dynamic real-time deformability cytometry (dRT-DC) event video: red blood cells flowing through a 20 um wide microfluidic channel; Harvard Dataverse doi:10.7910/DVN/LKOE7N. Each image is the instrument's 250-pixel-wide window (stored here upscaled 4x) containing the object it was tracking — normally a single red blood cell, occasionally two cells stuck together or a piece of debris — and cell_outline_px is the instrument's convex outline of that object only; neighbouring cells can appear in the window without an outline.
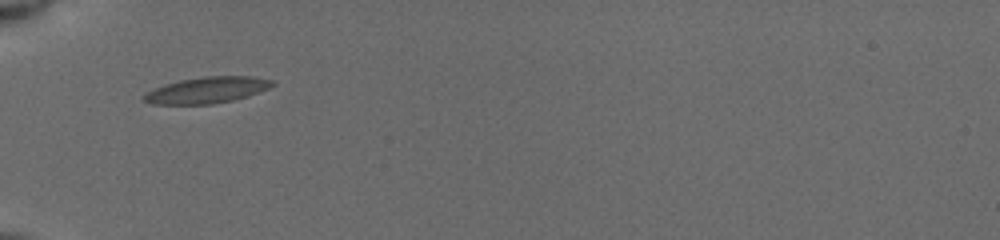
{"species": "common noctule bat (a hibernating species)", "species_latin": "Nyctalus noctula", "temperature_condition": "cold", "stored_images_in_passage": 34, "camera_frame_rate_fps": 3000, "um_per_image_px": 0.085, "animal": {"sex": "female", "body_mass_g": 19.5, "forearm_length_mm": 54.1}, "frame": {"image": 1, "passage_image": 1, "time_ms": 0.0, "image_size_px": [1000, 240], "cell_outline_px": [[276, 84], [268, 88], [248, 96], [232, 100], [212, 104], [152, 104], [144, 100], [140, 96], [164, 84], [180, 80], [204, 76], [248, 76], [272, 80]], "centroid_in_image_um": [17.58, 7.65], "position_along_channel_um": 67.4, "area_um2": 19.48}}
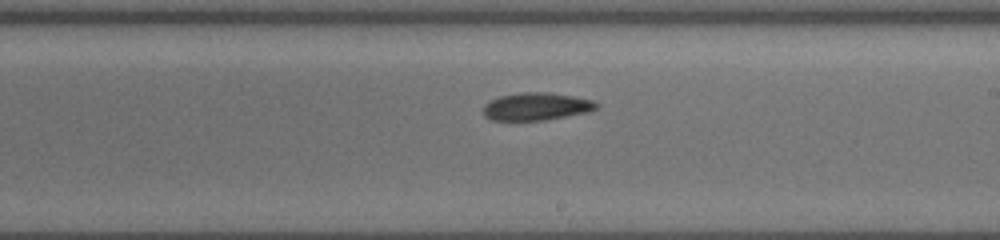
{"frame": {"image": 2, "passage_image": 16, "time_ms": 4.667, "image_size_px": [1000, 240], "cell_outline_px": [[600, 104], [596, 108], [588, 112], [544, 120], [492, 120], [484, 116], [484, 104], [500, 96], [520, 92], [548, 92], [572, 96], [592, 100]], "centroid_in_image_um": [45.59, 9.05], "position_along_channel_um": 243.4, "area_um2": 18.09}}
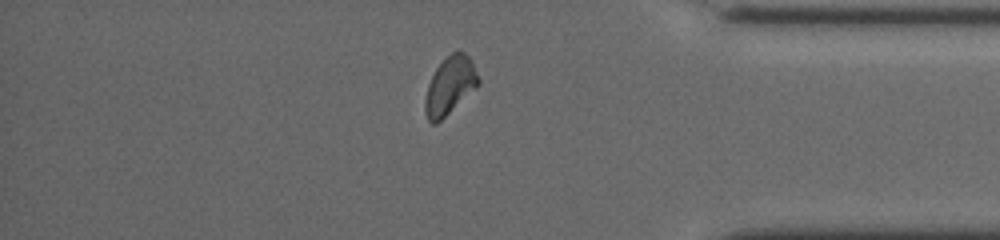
{"frame": {"image": 3, "passage_image": 29, "time_ms": 9.0, "image_size_px": [1000, 240], "cell_outline_px": [[480, 84], [476, 88], [436, 124], [432, 124], [428, 120], [424, 112], [424, 100], [428, 84], [436, 68], [452, 52], [464, 52], [472, 60], [480, 80]], "centroid_in_image_um": [38.24, 7.29], "position_along_channel_um": 397.0, "area_um2": 17.8}, "authors_computed_cell_mechanics": {"area_um2": 18.1781, "velocity_mm_per_s": 3.9039, "shape_relaxation_time_tau1_ms": 8.3624, "shape_relaxation_time_tau2_ms": 4.2966, "deformation_change_tau1": 0.1804, "deformation_change_tau2": 0.0709}}